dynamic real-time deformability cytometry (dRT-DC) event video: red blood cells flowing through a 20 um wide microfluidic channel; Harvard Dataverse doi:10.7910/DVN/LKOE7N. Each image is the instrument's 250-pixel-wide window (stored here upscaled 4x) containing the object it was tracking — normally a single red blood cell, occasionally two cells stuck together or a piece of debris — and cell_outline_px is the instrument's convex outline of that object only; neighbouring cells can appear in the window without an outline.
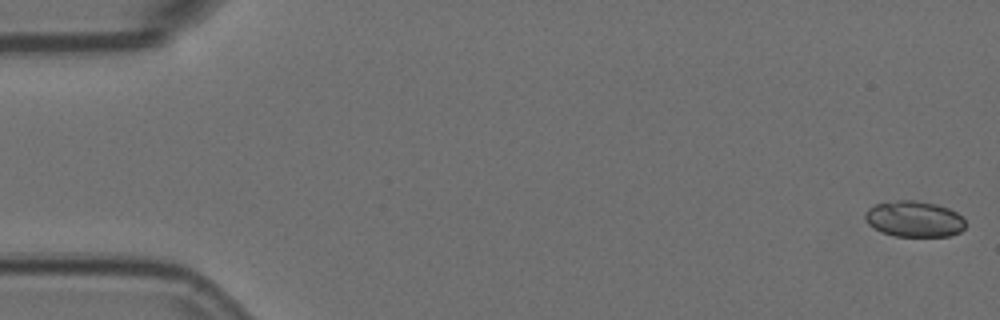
{"species": "Egyptian fruit bat (a non-hibernating species)", "species_latin": "Rousettus aegyptiacus", "temperature_condition": "room temperature", "stored_images_in_passage": 5, "camera_frame_rate_fps": 3000, "um_per_image_px": 0.085, "animal": {"sex": "female"}, "frame": {"image": 1, "passage_image": 1, "time_ms": 0.0, "image_size_px": [1000, 320], "cell_outline_px": [[964, 228], [960, 232], [948, 236], [896, 236], [880, 232], [868, 224], [864, 216], [864, 212], [868, 208], [876, 204], [896, 200], [916, 200], [936, 204], [948, 208], [956, 212], [964, 220]], "centroid_in_image_um": [77.67, 18.61], "position_along_channel_um": 7.3, "area_um2": 21.04}}
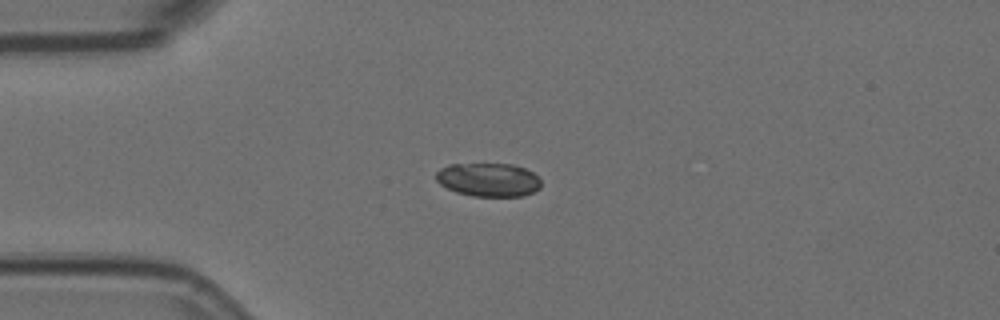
{"frame": {"image": 2, "passage_image": 4, "time_ms": 1.0, "image_size_px": [1000, 320], "cell_outline_px": [[540, 188], [524, 196], [472, 196], [456, 192], [440, 184], [436, 180], [436, 172], [440, 168], [448, 164], [512, 164], [524, 168], [532, 172], [540, 180]], "centroid_in_image_um": [41.5, 15.27], "position_along_channel_um": 43.5, "area_um2": 20.52}}